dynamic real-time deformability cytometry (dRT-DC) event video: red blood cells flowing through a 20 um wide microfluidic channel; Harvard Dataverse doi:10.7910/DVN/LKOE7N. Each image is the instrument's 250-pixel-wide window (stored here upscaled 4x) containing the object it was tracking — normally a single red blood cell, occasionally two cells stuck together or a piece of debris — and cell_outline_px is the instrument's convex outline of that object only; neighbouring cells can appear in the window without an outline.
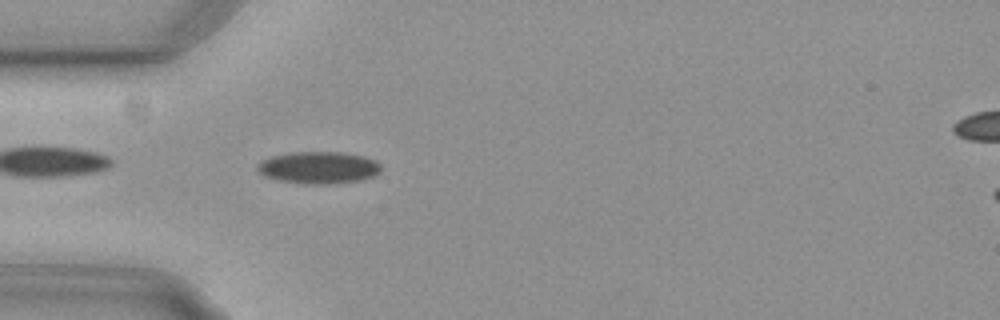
{"species": "common noctule bat (a hibernating species)", "species_latin": "Nyctalus noctula", "temperature_condition": "cold", "stored_images_in_passage": 2, "segment_of_instrument_passage": [1, 2], "camera_frame_rate_fps": 3000, "um_per_image_px": 0.085, "animal": {"sex": "female", "body_mass_g": 29.2, "forearm_length_mm": 56.3}, "frame": {"image": 1, "passage_image": 1, "time_ms": 0.0, "image_size_px": [1000, 320], "cell_outline_px": [[380, 172], [372, 176], [360, 180], [336, 184], [304, 184], [280, 180], [264, 176], [256, 168], [256, 164], [260, 160], [272, 156], [292, 152], [340, 152], [364, 156], [376, 160], [380, 164]], "centroid_in_image_um": [27.07, 14.24], "position_along_channel_um": 57.9, "area_um2": 23.24}}